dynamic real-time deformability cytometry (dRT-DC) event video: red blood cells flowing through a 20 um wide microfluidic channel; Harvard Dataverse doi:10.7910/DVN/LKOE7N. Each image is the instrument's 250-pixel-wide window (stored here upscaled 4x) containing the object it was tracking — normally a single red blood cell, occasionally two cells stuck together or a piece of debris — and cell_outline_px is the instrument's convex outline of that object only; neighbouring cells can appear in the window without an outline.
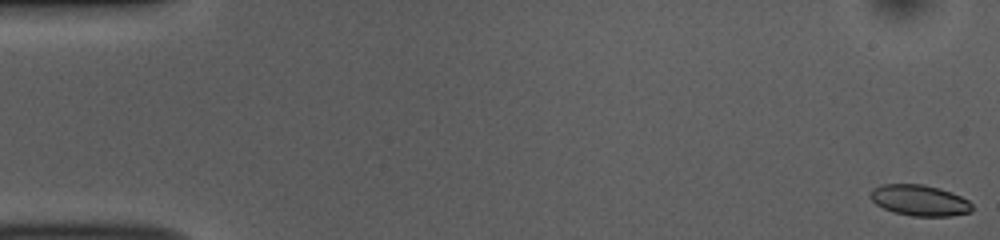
{"species": "common noctule bat (a hibernating species)", "species_latin": "Nyctalus noctula", "temperature_condition": "room temperature", "stored_images_in_passage": 53, "camera_frame_rate_fps": 3000, "um_per_image_px": 0.085, "animal": {"sex": "female", "body_mass_g": 10.0, "forearm_length_mm": 53.1}, "frame": {"image": 1, "passage_image": 1, "time_ms": 0.0, "image_size_px": [1000, 240], "cell_outline_px": [[972, 212], [952, 216], [912, 216], [892, 212], [876, 204], [868, 196], [868, 192], [872, 188], [880, 184], [924, 184], [940, 188], [952, 192], [968, 200], [972, 204]], "centroid_in_image_um": [78.14, 17.02], "position_along_channel_um": 6.9, "area_um2": 18.67}}
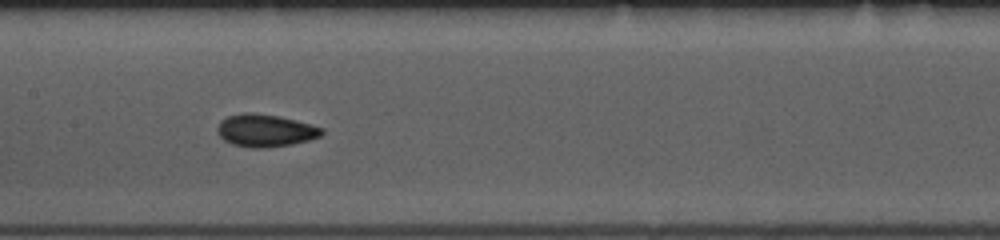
{"frame": {"image": 2, "passage_image": 26, "time_ms": 8.333, "image_size_px": [1000, 240], "cell_outline_px": [[324, 132], [320, 136], [308, 140], [292, 144], [268, 148], [252, 148], [232, 144], [224, 140], [216, 132], [216, 128], [220, 120], [228, 116], [244, 112], [252, 112], [276, 116], [296, 120], [324, 128]], "centroid_in_image_um": [22.52, 11.09], "position_along_channel_um": 184.9, "area_um2": 19.88}}
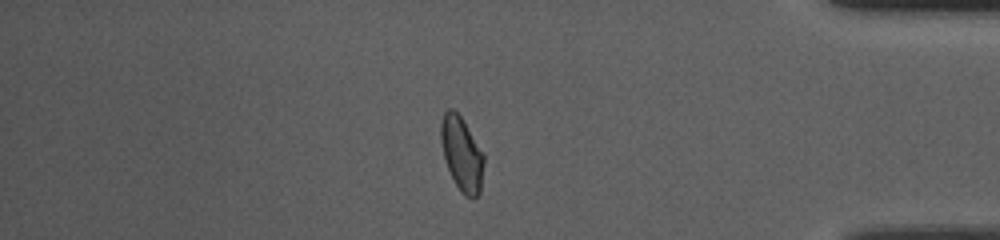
{"frame": {"image": 3, "passage_image": 45, "time_ms": 14.667, "image_size_px": [1000, 240], "cell_outline_px": [[484, 164], [480, 192], [472, 200], [464, 196], [460, 192], [448, 168], [444, 156], [440, 140], [440, 124], [444, 112], [448, 108], [452, 108], [460, 116], [484, 156]], "centroid_in_image_um": [39.23, 13.11], "position_along_channel_um": 396.0, "area_um2": 18.32}, "authors_computed_cell_mechanics": {"area_um2": 18.785, "velocity_mm_per_s": 3.8204, "shape_relaxation_time_tau1_ms": 4.4681, "shape_relaxation_time_tau2_ms": 2.1785, "deformation_change_tau1": 0.1112, "deformation_change_tau2": 0.0335}}